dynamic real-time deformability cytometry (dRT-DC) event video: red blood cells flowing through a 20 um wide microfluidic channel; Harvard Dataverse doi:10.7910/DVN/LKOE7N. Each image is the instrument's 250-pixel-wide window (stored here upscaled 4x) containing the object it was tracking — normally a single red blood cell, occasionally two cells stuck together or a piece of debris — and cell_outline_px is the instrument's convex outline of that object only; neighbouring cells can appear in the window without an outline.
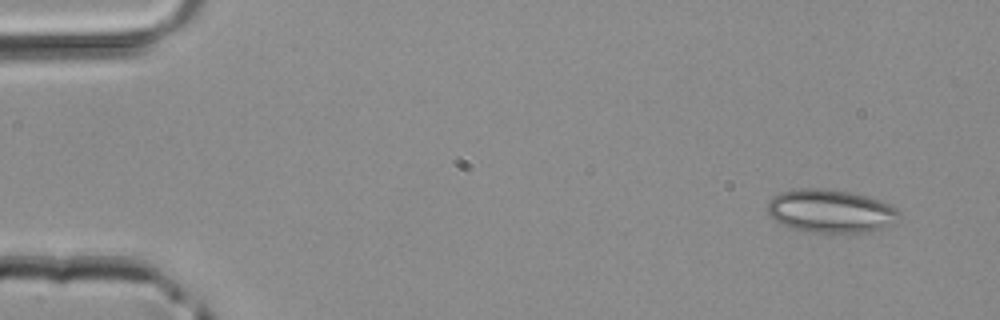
{"species": "common noctule bat (a hibernating species)", "species_latin": "Nyctalus noctula", "temperature_condition": "room temperature", "stored_images_in_passage": 4, "camera_frame_rate_fps": 3000, "um_per_image_px": 0.085, "animal": {"sex": "male", "body_mass_g": 20.4}, "frame": {"image": 1, "passage_image": 4, "time_ms": 1.0, "image_size_px": [1000, 320], "cell_outline_px": [[900, 212], [892, 224], [884, 228], [868, 232], [804, 232], [788, 228], [780, 224], [768, 212], [768, 200], [772, 196], [780, 192], [800, 188], [824, 188], [848, 192], [880, 200], [892, 204]], "centroid_in_image_um": [70.57, 17.94], "position_along_channel_um": 14.4, "area_um2": 33.29}}